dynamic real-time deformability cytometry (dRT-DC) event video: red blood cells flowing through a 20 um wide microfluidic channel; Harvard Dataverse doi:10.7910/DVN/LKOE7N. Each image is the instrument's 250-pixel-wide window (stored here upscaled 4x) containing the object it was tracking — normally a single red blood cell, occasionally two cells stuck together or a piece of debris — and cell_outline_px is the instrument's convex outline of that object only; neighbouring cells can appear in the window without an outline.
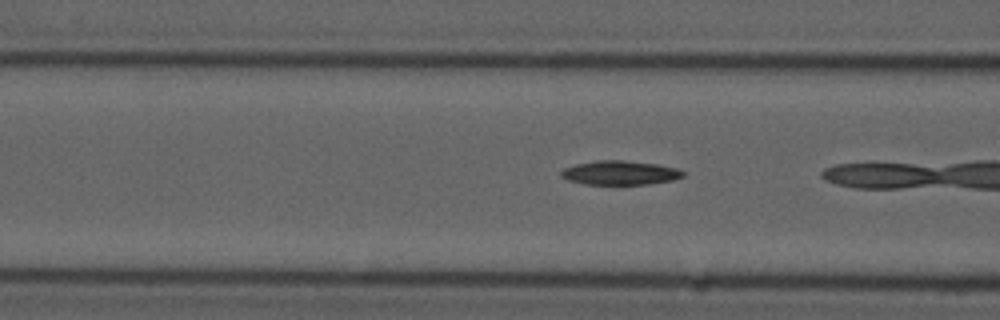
{"species": "common noctule bat (a hibernating species)", "species_latin": "Nyctalus noctula", "temperature_condition": "cold", "stored_images_in_passage": 6, "camera_frame_rate_fps": 3000, "um_per_image_px": 0.085, "animal": {"sex": "male", "forearm_length_mm": 52.5}, "frame": {"image": 1, "passage_image": 5, "time_ms": 1.333, "image_size_px": [1000, 320], "cell_outline_px": [[684, 176], [672, 180], [648, 184], [584, 184], [568, 180], [560, 176], [560, 172], [564, 168], [576, 164], [596, 160], [624, 160], [656, 164], [676, 168], [684, 172]], "centroid_in_image_um": [52.67, 14.68], "position_along_channel_um": 113.9, "area_um2": 17.05}}